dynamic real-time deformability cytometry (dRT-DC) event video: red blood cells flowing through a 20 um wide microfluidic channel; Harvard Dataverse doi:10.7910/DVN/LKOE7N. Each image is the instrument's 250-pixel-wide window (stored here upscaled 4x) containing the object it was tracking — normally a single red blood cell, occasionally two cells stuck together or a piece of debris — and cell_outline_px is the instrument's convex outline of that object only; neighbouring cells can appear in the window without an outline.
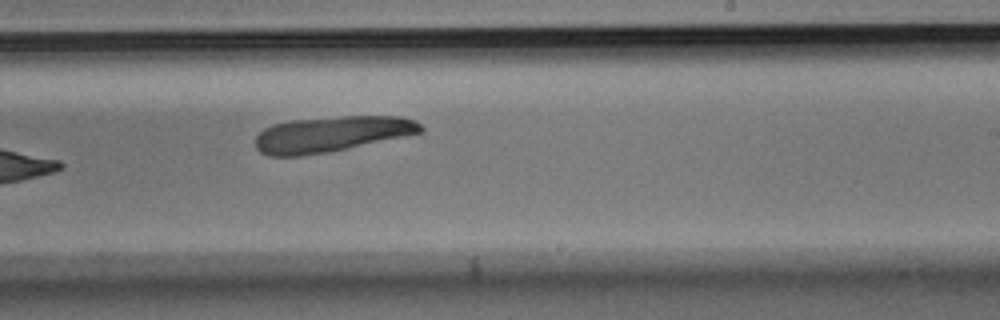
{"species": "Egyptian fruit bat (a non-hibernating species)", "species_latin": "Rousettus aegyptiacus", "temperature_condition": "room temperature", "stored_images_in_passage": 9, "camera_frame_rate_fps": 3000, "um_per_image_px": 0.085, "animal": {"sex": "male"}, "frame": {"image": 1, "passage_image": 9, "time_ms": 2.667, "image_size_px": [1000, 320], "cell_outline_px": [[424, 132], [348, 148], [328, 152], [300, 156], [268, 156], [260, 152], [256, 148], [256, 136], [264, 128], [272, 124], [292, 120], [344, 116], [400, 116], [416, 120], [424, 128]], "centroid_in_image_um": [28.18, 11.39], "position_along_channel_um": 260.8, "area_um2": 34.39}}